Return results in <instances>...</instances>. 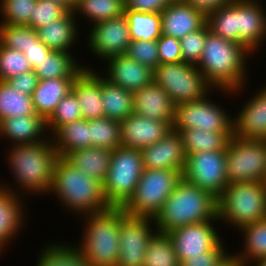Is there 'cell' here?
<instances>
[{
    "label": "cell",
    "instance_id": "cell-1",
    "mask_svg": "<svg viewBox=\"0 0 266 266\" xmlns=\"http://www.w3.org/2000/svg\"><path fill=\"white\" fill-rule=\"evenodd\" d=\"M251 55L253 57L254 54L244 45L208 31L201 59L196 67L215 92L220 90L224 95H237L249 83L246 64L249 60L247 57Z\"/></svg>",
    "mask_w": 266,
    "mask_h": 266
},
{
    "label": "cell",
    "instance_id": "cell-2",
    "mask_svg": "<svg viewBox=\"0 0 266 266\" xmlns=\"http://www.w3.org/2000/svg\"><path fill=\"white\" fill-rule=\"evenodd\" d=\"M8 167L22 193L46 194L52 187L55 164L59 158L51 137L34 143L10 146Z\"/></svg>",
    "mask_w": 266,
    "mask_h": 266
},
{
    "label": "cell",
    "instance_id": "cell-3",
    "mask_svg": "<svg viewBox=\"0 0 266 266\" xmlns=\"http://www.w3.org/2000/svg\"><path fill=\"white\" fill-rule=\"evenodd\" d=\"M49 192L59 199L66 211L75 215L93 214L110 208L103 194V184L74 167L64 157L59 156L55 164Z\"/></svg>",
    "mask_w": 266,
    "mask_h": 266
},
{
    "label": "cell",
    "instance_id": "cell-4",
    "mask_svg": "<svg viewBox=\"0 0 266 266\" xmlns=\"http://www.w3.org/2000/svg\"><path fill=\"white\" fill-rule=\"evenodd\" d=\"M207 220H218L217 198L183 178L153 219L156 231L161 233Z\"/></svg>",
    "mask_w": 266,
    "mask_h": 266
},
{
    "label": "cell",
    "instance_id": "cell-5",
    "mask_svg": "<svg viewBox=\"0 0 266 266\" xmlns=\"http://www.w3.org/2000/svg\"><path fill=\"white\" fill-rule=\"evenodd\" d=\"M124 213L123 208L110 207L102 212L82 215L85 219L82 240L74 246L91 266H117L120 221Z\"/></svg>",
    "mask_w": 266,
    "mask_h": 266
},
{
    "label": "cell",
    "instance_id": "cell-6",
    "mask_svg": "<svg viewBox=\"0 0 266 266\" xmlns=\"http://www.w3.org/2000/svg\"><path fill=\"white\" fill-rule=\"evenodd\" d=\"M217 218L236 230L266 218V182L229 183L217 198Z\"/></svg>",
    "mask_w": 266,
    "mask_h": 266
},
{
    "label": "cell",
    "instance_id": "cell-7",
    "mask_svg": "<svg viewBox=\"0 0 266 266\" xmlns=\"http://www.w3.org/2000/svg\"><path fill=\"white\" fill-rule=\"evenodd\" d=\"M142 154L138 149L120 146L113 150L103 194L109 207L123 208L132 198L143 173Z\"/></svg>",
    "mask_w": 266,
    "mask_h": 266
},
{
    "label": "cell",
    "instance_id": "cell-8",
    "mask_svg": "<svg viewBox=\"0 0 266 266\" xmlns=\"http://www.w3.org/2000/svg\"><path fill=\"white\" fill-rule=\"evenodd\" d=\"M182 178L180 171L144 169L132 198L123 207L124 211L154 219Z\"/></svg>",
    "mask_w": 266,
    "mask_h": 266
},
{
    "label": "cell",
    "instance_id": "cell-9",
    "mask_svg": "<svg viewBox=\"0 0 266 266\" xmlns=\"http://www.w3.org/2000/svg\"><path fill=\"white\" fill-rule=\"evenodd\" d=\"M153 82L169 94L175 106L200 100L214 90L196 65L183 61L159 64L153 70Z\"/></svg>",
    "mask_w": 266,
    "mask_h": 266
},
{
    "label": "cell",
    "instance_id": "cell-10",
    "mask_svg": "<svg viewBox=\"0 0 266 266\" xmlns=\"http://www.w3.org/2000/svg\"><path fill=\"white\" fill-rule=\"evenodd\" d=\"M210 94L204 98L184 102L175 106L172 129L177 132L187 129H201L210 132H224L229 138L233 137V115L215 100ZM209 96V97H208ZM223 107V108H222Z\"/></svg>",
    "mask_w": 266,
    "mask_h": 266
},
{
    "label": "cell",
    "instance_id": "cell-11",
    "mask_svg": "<svg viewBox=\"0 0 266 266\" xmlns=\"http://www.w3.org/2000/svg\"><path fill=\"white\" fill-rule=\"evenodd\" d=\"M229 183L266 182V140L230 138L226 147Z\"/></svg>",
    "mask_w": 266,
    "mask_h": 266
},
{
    "label": "cell",
    "instance_id": "cell-12",
    "mask_svg": "<svg viewBox=\"0 0 266 266\" xmlns=\"http://www.w3.org/2000/svg\"><path fill=\"white\" fill-rule=\"evenodd\" d=\"M182 177L188 183L218 198L229 184L226 150L202 151L187 155Z\"/></svg>",
    "mask_w": 266,
    "mask_h": 266
},
{
    "label": "cell",
    "instance_id": "cell-13",
    "mask_svg": "<svg viewBox=\"0 0 266 266\" xmlns=\"http://www.w3.org/2000/svg\"><path fill=\"white\" fill-rule=\"evenodd\" d=\"M155 232L152 218L133 216L125 212L120 221L117 266H143L147 244Z\"/></svg>",
    "mask_w": 266,
    "mask_h": 266
},
{
    "label": "cell",
    "instance_id": "cell-14",
    "mask_svg": "<svg viewBox=\"0 0 266 266\" xmlns=\"http://www.w3.org/2000/svg\"><path fill=\"white\" fill-rule=\"evenodd\" d=\"M92 26V27H91ZM90 26L87 37L88 49L102 61L125 55L131 37L125 14Z\"/></svg>",
    "mask_w": 266,
    "mask_h": 266
},
{
    "label": "cell",
    "instance_id": "cell-15",
    "mask_svg": "<svg viewBox=\"0 0 266 266\" xmlns=\"http://www.w3.org/2000/svg\"><path fill=\"white\" fill-rule=\"evenodd\" d=\"M207 220L177 227L168 232L180 264L189 256H197L211 251L222 239L215 222ZM214 223V224H213Z\"/></svg>",
    "mask_w": 266,
    "mask_h": 266
},
{
    "label": "cell",
    "instance_id": "cell-16",
    "mask_svg": "<svg viewBox=\"0 0 266 266\" xmlns=\"http://www.w3.org/2000/svg\"><path fill=\"white\" fill-rule=\"evenodd\" d=\"M260 1L237 0V43L252 54L261 50L266 39V8Z\"/></svg>",
    "mask_w": 266,
    "mask_h": 266
},
{
    "label": "cell",
    "instance_id": "cell-17",
    "mask_svg": "<svg viewBox=\"0 0 266 266\" xmlns=\"http://www.w3.org/2000/svg\"><path fill=\"white\" fill-rule=\"evenodd\" d=\"M5 183H0V254L5 253L4 250L20 234L22 226H26L24 223L27 217L20 190Z\"/></svg>",
    "mask_w": 266,
    "mask_h": 266
},
{
    "label": "cell",
    "instance_id": "cell-18",
    "mask_svg": "<svg viewBox=\"0 0 266 266\" xmlns=\"http://www.w3.org/2000/svg\"><path fill=\"white\" fill-rule=\"evenodd\" d=\"M140 151L144 169L184 171L187 156L180 133L173 129L161 140Z\"/></svg>",
    "mask_w": 266,
    "mask_h": 266
},
{
    "label": "cell",
    "instance_id": "cell-19",
    "mask_svg": "<svg viewBox=\"0 0 266 266\" xmlns=\"http://www.w3.org/2000/svg\"><path fill=\"white\" fill-rule=\"evenodd\" d=\"M121 144L142 150L161 140L172 129L173 123L146 118L136 113L120 121Z\"/></svg>",
    "mask_w": 266,
    "mask_h": 266
},
{
    "label": "cell",
    "instance_id": "cell-20",
    "mask_svg": "<svg viewBox=\"0 0 266 266\" xmlns=\"http://www.w3.org/2000/svg\"><path fill=\"white\" fill-rule=\"evenodd\" d=\"M252 95L233 116V136L266 140V91L261 88Z\"/></svg>",
    "mask_w": 266,
    "mask_h": 266
},
{
    "label": "cell",
    "instance_id": "cell-21",
    "mask_svg": "<svg viewBox=\"0 0 266 266\" xmlns=\"http://www.w3.org/2000/svg\"><path fill=\"white\" fill-rule=\"evenodd\" d=\"M103 77L116 86L135 92L153 82V70L126 55L108 58ZM108 62V63H107Z\"/></svg>",
    "mask_w": 266,
    "mask_h": 266
},
{
    "label": "cell",
    "instance_id": "cell-22",
    "mask_svg": "<svg viewBox=\"0 0 266 266\" xmlns=\"http://www.w3.org/2000/svg\"><path fill=\"white\" fill-rule=\"evenodd\" d=\"M85 65L84 70L73 80L71 91L81 107L82 118L92 120L104 117L101 95V72Z\"/></svg>",
    "mask_w": 266,
    "mask_h": 266
},
{
    "label": "cell",
    "instance_id": "cell-23",
    "mask_svg": "<svg viewBox=\"0 0 266 266\" xmlns=\"http://www.w3.org/2000/svg\"><path fill=\"white\" fill-rule=\"evenodd\" d=\"M206 24V16L186 2L170 3L161 12V34L181 39Z\"/></svg>",
    "mask_w": 266,
    "mask_h": 266
},
{
    "label": "cell",
    "instance_id": "cell-24",
    "mask_svg": "<svg viewBox=\"0 0 266 266\" xmlns=\"http://www.w3.org/2000/svg\"><path fill=\"white\" fill-rule=\"evenodd\" d=\"M134 113L146 118L174 122L175 105L169 94L159 85L152 82L133 92Z\"/></svg>",
    "mask_w": 266,
    "mask_h": 266
},
{
    "label": "cell",
    "instance_id": "cell-25",
    "mask_svg": "<svg viewBox=\"0 0 266 266\" xmlns=\"http://www.w3.org/2000/svg\"><path fill=\"white\" fill-rule=\"evenodd\" d=\"M47 121L39 115L5 118L0 121V138L11 141V146L40 142L49 136Z\"/></svg>",
    "mask_w": 266,
    "mask_h": 266
},
{
    "label": "cell",
    "instance_id": "cell-26",
    "mask_svg": "<svg viewBox=\"0 0 266 266\" xmlns=\"http://www.w3.org/2000/svg\"><path fill=\"white\" fill-rule=\"evenodd\" d=\"M77 18L73 11H68L62 18L49 22L37 29L39 39L51 50L72 53L70 50L78 41Z\"/></svg>",
    "mask_w": 266,
    "mask_h": 266
},
{
    "label": "cell",
    "instance_id": "cell-27",
    "mask_svg": "<svg viewBox=\"0 0 266 266\" xmlns=\"http://www.w3.org/2000/svg\"><path fill=\"white\" fill-rule=\"evenodd\" d=\"M74 79L39 80L31 96L36 113L47 121L56 110L58 103L71 90Z\"/></svg>",
    "mask_w": 266,
    "mask_h": 266
},
{
    "label": "cell",
    "instance_id": "cell-28",
    "mask_svg": "<svg viewBox=\"0 0 266 266\" xmlns=\"http://www.w3.org/2000/svg\"><path fill=\"white\" fill-rule=\"evenodd\" d=\"M113 150L87 147L69 153L65 159L74 167L102 184L107 178Z\"/></svg>",
    "mask_w": 266,
    "mask_h": 266
},
{
    "label": "cell",
    "instance_id": "cell-29",
    "mask_svg": "<svg viewBox=\"0 0 266 266\" xmlns=\"http://www.w3.org/2000/svg\"><path fill=\"white\" fill-rule=\"evenodd\" d=\"M51 139L58 156L64 158L75 150L91 147L90 122L82 118L62 125L51 136Z\"/></svg>",
    "mask_w": 266,
    "mask_h": 266
},
{
    "label": "cell",
    "instance_id": "cell-30",
    "mask_svg": "<svg viewBox=\"0 0 266 266\" xmlns=\"http://www.w3.org/2000/svg\"><path fill=\"white\" fill-rule=\"evenodd\" d=\"M73 53L52 50L33 71L39 80L56 78H76L83 70L84 64H78ZM78 62V63H77Z\"/></svg>",
    "mask_w": 266,
    "mask_h": 266
},
{
    "label": "cell",
    "instance_id": "cell-31",
    "mask_svg": "<svg viewBox=\"0 0 266 266\" xmlns=\"http://www.w3.org/2000/svg\"><path fill=\"white\" fill-rule=\"evenodd\" d=\"M238 231L243 233L244 247L242 252H231V257L235 262L245 265L253 263L266 257V218L255 221L252 224L240 228Z\"/></svg>",
    "mask_w": 266,
    "mask_h": 266
},
{
    "label": "cell",
    "instance_id": "cell-32",
    "mask_svg": "<svg viewBox=\"0 0 266 266\" xmlns=\"http://www.w3.org/2000/svg\"><path fill=\"white\" fill-rule=\"evenodd\" d=\"M101 95L105 117L122 121L134 112L133 92L112 84L103 76Z\"/></svg>",
    "mask_w": 266,
    "mask_h": 266
},
{
    "label": "cell",
    "instance_id": "cell-33",
    "mask_svg": "<svg viewBox=\"0 0 266 266\" xmlns=\"http://www.w3.org/2000/svg\"><path fill=\"white\" fill-rule=\"evenodd\" d=\"M51 243L38 253L36 266H91L73 244L61 241Z\"/></svg>",
    "mask_w": 266,
    "mask_h": 266
},
{
    "label": "cell",
    "instance_id": "cell-34",
    "mask_svg": "<svg viewBox=\"0 0 266 266\" xmlns=\"http://www.w3.org/2000/svg\"><path fill=\"white\" fill-rule=\"evenodd\" d=\"M125 2L122 0H77L73 14L84 16V20L95 24L100 21L117 18L124 14Z\"/></svg>",
    "mask_w": 266,
    "mask_h": 266
},
{
    "label": "cell",
    "instance_id": "cell-35",
    "mask_svg": "<svg viewBox=\"0 0 266 266\" xmlns=\"http://www.w3.org/2000/svg\"><path fill=\"white\" fill-rule=\"evenodd\" d=\"M179 133L186 156L202 151L226 150L230 140L224 132L187 129Z\"/></svg>",
    "mask_w": 266,
    "mask_h": 266
},
{
    "label": "cell",
    "instance_id": "cell-36",
    "mask_svg": "<svg viewBox=\"0 0 266 266\" xmlns=\"http://www.w3.org/2000/svg\"><path fill=\"white\" fill-rule=\"evenodd\" d=\"M132 41L158 40L161 34V13L124 9Z\"/></svg>",
    "mask_w": 266,
    "mask_h": 266
},
{
    "label": "cell",
    "instance_id": "cell-37",
    "mask_svg": "<svg viewBox=\"0 0 266 266\" xmlns=\"http://www.w3.org/2000/svg\"><path fill=\"white\" fill-rule=\"evenodd\" d=\"M25 115H38L32 97L19 92L8 81H0V121Z\"/></svg>",
    "mask_w": 266,
    "mask_h": 266
},
{
    "label": "cell",
    "instance_id": "cell-38",
    "mask_svg": "<svg viewBox=\"0 0 266 266\" xmlns=\"http://www.w3.org/2000/svg\"><path fill=\"white\" fill-rule=\"evenodd\" d=\"M168 233L155 232L147 244L143 266H180Z\"/></svg>",
    "mask_w": 266,
    "mask_h": 266
},
{
    "label": "cell",
    "instance_id": "cell-39",
    "mask_svg": "<svg viewBox=\"0 0 266 266\" xmlns=\"http://www.w3.org/2000/svg\"><path fill=\"white\" fill-rule=\"evenodd\" d=\"M209 31L237 43V0L206 16Z\"/></svg>",
    "mask_w": 266,
    "mask_h": 266
},
{
    "label": "cell",
    "instance_id": "cell-40",
    "mask_svg": "<svg viewBox=\"0 0 266 266\" xmlns=\"http://www.w3.org/2000/svg\"><path fill=\"white\" fill-rule=\"evenodd\" d=\"M88 121L93 147L115 150L122 146L120 121L105 116Z\"/></svg>",
    "mask_w": 266,
    "mask_h": 266
},
{
    "label": "cell",
    "instance_id": "cell-41",
    "mask_svg": "<svg viewBox=\"0 0 266 266\" xmlns=\"http://www.w3.org/2000/svg\"><path fill=\"white\" fill-rule=\"evenodd\" d=\"M82 119L81 107L75 94L70 90L58 103L56 110L47 120V129L51 137L62 125Z\"/></svg>",
    "mask_w": 266,
    "mask_h": 266
},
{
    "label": "cell",
    "instance_id": "cell-42",
    "mask_svg": "<svg viewBox=\"0 0 266 266\" xmlns=\"http://www.w3.org/2000/svg\"><path fill=\"white\" fill-rule=\"evenodd\" d=\"M38 32L28 25L0 23V44L6 48L24 52L31 39H38Z\"/></svg>",
    "mask_w": 266,
    "mask_h": 266
},
{
    "label": "cell",
    "instance_id": "cell-43",
    "mask_svg": "<svg viewBox=\"0 0 266 266\" xmlns=\"http://www.w3.org/2000/svg\"><path fill=\"white\" fill-rule=\"evenodd\" d=\"M37 0H0V23L28 25Z\"/></svg>",
    "mask_w": 266,
    "mask_h": 266
},
{
    "label": "cell",
    "instance_id": "cell-44",
    "mask_svg": "<svg viewBox=\"0 0 266 266\" xmlns=\"http://www.w3.org/2000/svg\"><path fill=\"white\" fill-rule=\"evenodd\" d=\"M33 70L23 52L0 44V81H7L18 74Z\"/></svg>",
    "mask_w": 266,
    "mask_h": 266
},
{
    "label": "cell",
    "instance_id": "cell-45",
    "mask_svg": "<svg viewBox=\"0 0 266 266\" xmlns=\"http://www.w3.org/2000/svg\"><path fill=\"white\" fill-rule=\"evenodd\" d=\"M209 27L205 24L198 31H193L180 39L183 62L197 65L201 59V54Z\"/></svg>",
    "mask_w": 266,
    "mask_h": 266
},
{
    "label": "cell",
    "instance_id": "cell-46",
    "mask_svg": "<svg viewBox=\"0 0 266 266\" xmlns=\"http://www.w3.org/2000/svg\"><path fill=\"white\" fill-rule=\"evenodd\" d=\"M67 12L68 10L58 3L49 0H37L35 9L31 13L28 26L37 30L39 27H44L49 22L62 18Z\"/></svg>",
    "mask_w": 266,
    "mask_h": 266
},
{
    "label": "cell",
    "instance_id": "cell-47",
    "mask_svg": "<svg viewBox=\"0 0 266 266\" xmlns=\"http://www.w3.org/2000/svg\"><path fill=\"white\" fill-rule=\"evenodd\" d=\"M125 55L152 70L160 64L157 40L131 41Z\"/></svg>",
    "mask_w": 266,
    "mask_h": 266
},
{
    "label": "cell",
    "instance_id": "cell-48",
    "mask_svg": "<svg viewBox=\"0 0 266 266\" xmlns=\"http://www.w3.org/2000/svg\"><path fill=\"white\" fill-rule=\"evenodd\" d=\"M225 245L221 240L211 251L189 256L180 266H221L231 256V253L225 249Z\"/></svg>",
    "mask_w": 266,
    "mask_h": 266
},
{
    "label": "cell",
    "instance_id": "cell-49",
    "mask_svg": "<svg viewBox=\"0 0 266 266\" xmlns=\"http://www.w3.org/2000/svg\"><path fill=\"white\" fill-rule=\"evenodd\" d=\"M160 64L183 61L180 39L161 35L157 40Z\"/></svg>",
    "mask_w": 266,
    "mask_h": 266
},
{
    "label": "cell",
    "instance_id": "cell-50",
    "mask_svg": "<svg viewBox=\"0 0 266 266\" xmlns=\"http://www.w3.org/2000/svg\"><path fill=\"white\" fill-rule=\"evenodd\" d=\"M7 81L19 92L32 96L33 91L37 87L39 79L35 72L31 70L22 74H18Z\"/></svg>",
    "mask_w": 266,
    "mask_h": 266
},
{
    "label": "cell",
    "instance_id": "cell-51",
    "mask_svg": "<svg viewBox=\"0 0 266 266\" xmlns=\"http://www.w3.org/2000/svg\"><path fill=\"white\" fill-rule=\"evenodd\" d=\"M169 4V0H126L124 9L161 13Z\"/></svg>",
    "mask_w": 266,
    "mask_h": 266
},
{
    "label": "cell",
    "instance_id": "cell-52",
    "mask_svg": "<svg viewBox=\"0 0 266 266\" xmlns=\"http://www.w3.org/2000/svg\"><path fill=\"white\" fill-rule=\"evenodd\" d=\"M52 50L39 38L31 39L30 46L23 52L32 69L40 63Z\"/></svg>",
    "mask_w": 266,
    "mask_h": 266
},
{
    "label": "cell",
    "instance_id": "cell-53",
    "mask_svg": "<svg viewBox=\"0 0 266 266\" xmlns=\"http://www.w3.org/2000/svg\"><path fill=\"white\" fill-rule=\"evenodd\" d=\"M232 0H186L195 10H199L205 16L217 11L219 8L229 4Z\"/></svg>",
    "mask_w": 266,
    "mask_h": 266
},
{
    "label": "cell",
    "instance_id": "cell-54",
    "mask_svg": "<svg viewBox=\"0 0 266 266\" xmlns=\"http://www.w3.org/2000/svg\"><path fill=\"white\" fill-rule=\"evenodd\" d=\"M55 3H58L62 6H64L68 11H73V8L75 6L74 0H49Z\"/></svg>",
    "mask_w": 266,
    "mask_h": 266
},
{
    "label": "cell",
    "instance_id": "cell-55",
    "mask_svg": "<svg viewBox=\"0 0 266 266\" xmlns=\"http://www.w3.org/2000/svg\"><path fill=\"white\" fill-rule=\"evenodd\" d=\"M253 264L254 266H266V257L255 261Z\"/></svg>",
    "mask_w": 266,
    "mask_h": 266
},
{
    "label": "cell",
    "instance_id": "cell-56",
    "mask_svg": "<svg viewBox=\"0 0 266 266\" xmlns=\"http://www.w3.org/2000/svg\"><path fill=\"white\" fill-rule=\"evenodd\" d=\"M234 262V259L230 256L221 266H230Z\"/></svg>",
    "mask_w": 266,
    "mask_h": 266
},
{
    "label": "cell",
    "instance_id": "cell-57",
    "mask_svg": "<svg viewBox=\"0 0 266 266\" xmlns=\"http://www.w3.org/2000/svg\"><path fill=\"white\" fill-rule=\"evenodd\" d=\"M230 266H251V265H245L234 261Z\"/></svg>",
    "mask_w": 266,
    "mask_h": 266
},
{
    "label": "cell",
    "instance_id": "cell-58",
    "mask_svg": "<svg viewBox=\"0 0 266 266\" xmlns=\"http://www.w3.org/2000/svg\"><path fill=\"white\" fill-rule=\"evenodd\" d=\"M170 3H180V2H185L186 0H169Z\"/></svg>",
    "mask_w": 266,
    "mask_h": 266
},
{
    "label": "cell",
    "instance_id": "cell-59",
    "mask_svg": "<svg viewBox=\"0 0 266 266\" xmlns=\"http://www.w3.org/2000/svg\"><path fill=\"white\" fill-rule=\"evenodd\" d=\"M262 88L266 91V84H264Z\"/></svg>",
    "mask_w": 266,
    "mask_h": 266
}]
</instances>
